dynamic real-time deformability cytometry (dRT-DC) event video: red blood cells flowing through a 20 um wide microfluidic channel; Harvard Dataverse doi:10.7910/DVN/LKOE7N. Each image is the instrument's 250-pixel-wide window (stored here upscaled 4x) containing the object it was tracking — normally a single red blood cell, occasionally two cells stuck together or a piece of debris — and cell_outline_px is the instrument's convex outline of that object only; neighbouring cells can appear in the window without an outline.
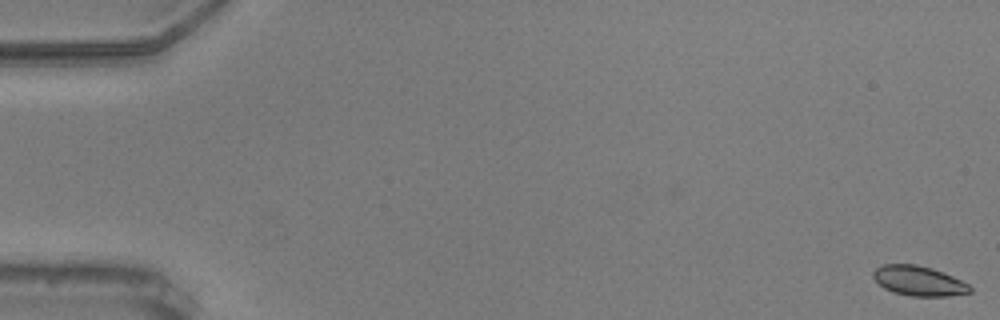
{"species": "common noctule bat (a hibernating species)", "species_latin": "Nyctalus noctula", "temperature_condition": "warm", "stored_images_in_passage": 57, "camera_frame_rate_fps": 3000, "um_per_image_px": 0.085, "animal": {"sex": "male", "body_mass_g": 20.5, "forearm_length_mm": 52.5}, "frame": {"image": 1, "passage_image": 1, "time_ms": 0.0, "image_size_px": [1000, 320], "cell_outline_px": [[972, 292], [948, 296], [912, 296], [892, 292], [884, 288], [872, 276], [872, 272], [876, 268], [884, 264], [916, 264], [932, 268], [952, 276], [968, 284], [972, 288]], "centroid_in_image_um": [78.08, 23.87], "position_along_channel_um": 6.9, "area_um2": 16.76}}
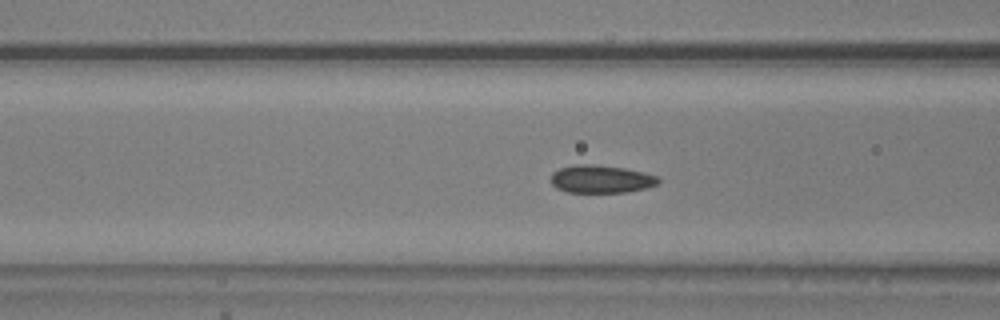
{"frame": {"image": 2, "passage_image": 23, "time_ms": 7.333, "image_size_px": [1000, 320], "cell_outline_px": [[660, 180], [656, 184], [648, 188], [628, 192], [568, 192], [556, 188], [552, 184], [552, 172], [560, 168], [576, 164], [592, 164], [624, 168], [644, 172], [656, 176]], "centroid_in_image_um": [51.09, 15.22], "position_along_channel_um": 115.5, "area_um2": 17.4}}
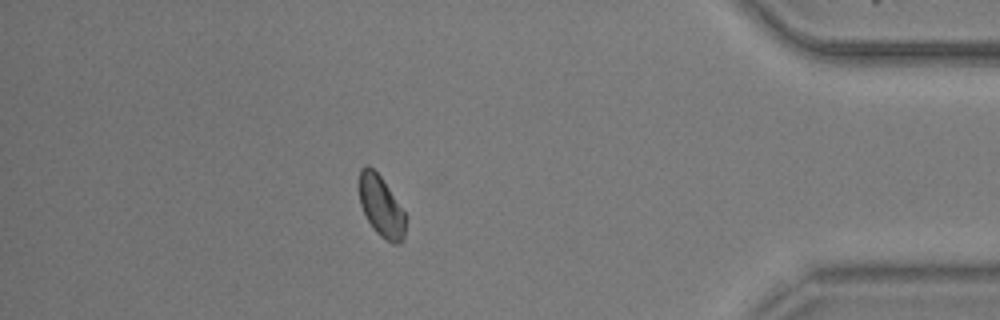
{"frame": {"image": 3, "passage_image": 50, "time_ms": 16.333, "image_size_px": [1000, 320], "cell_outline_px": [[408, 216], [404, 240], [400, 244], [392, 244], [380, 236], [376, 232], [368, 220], [360, 204], [360, 168], [364, 164], [368, 164], [380, 176]], "centroid_in_image_um": [32.45, 17.58], "position_along_channel_um": 402.8, "area_um2": 16.65}, "authors_computed_cell_mechanics": {"area_um2": 16.9932, "velocity_mm_per_s": 3.626, "shape_relaxation_time_tau1_ms": 3.3188, "shape_relaxation_time_tau2_ms": 2.8179, "deformation_change_tau1": 0.0807, "deformation_change_tau2": 0.0651}}